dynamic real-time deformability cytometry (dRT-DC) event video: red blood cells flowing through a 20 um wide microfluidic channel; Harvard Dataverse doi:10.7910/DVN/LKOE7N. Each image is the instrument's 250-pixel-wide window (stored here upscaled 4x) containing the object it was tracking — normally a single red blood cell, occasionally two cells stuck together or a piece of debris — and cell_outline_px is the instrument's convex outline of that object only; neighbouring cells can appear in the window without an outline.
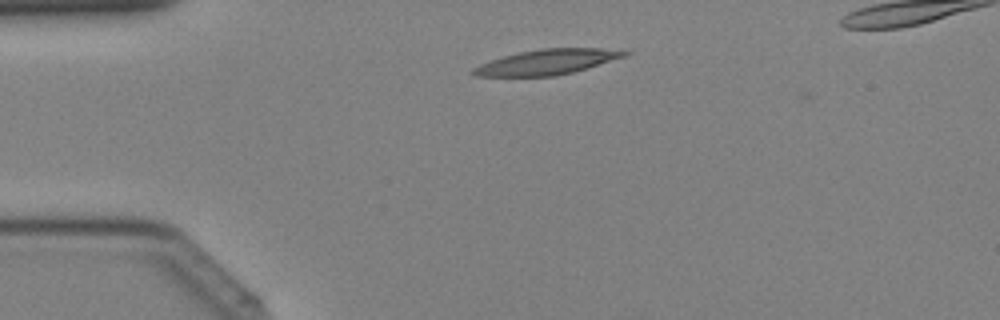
{"species": "Egyptian fruit bat (a non-hibernating species)", "species_latin": "Rousettus aegyptiacus", "temperature_condition": "cold", "stored_images_in_passage": 7, "camera_frame_rate_fps": 3000, "um_per_image_px": 0.085, "animal": {"sex": "female"}, "frame": {"image": 1, "passage_image": 4, "time_ms": 1.0, "image_size_px": [1000, 320], "cell_outline_px": [[632, 52], [628, 56], [572, 72], [556, 76], [476, 76], [472, 72], [472, 68], [480, 64], [504, 56], [520, 52], [540, 48], [600, 48]], "centroid_in_image_um": [46.53, 5.26], "position_along_channel_um": 38.5, "area_um2": 22.02}}